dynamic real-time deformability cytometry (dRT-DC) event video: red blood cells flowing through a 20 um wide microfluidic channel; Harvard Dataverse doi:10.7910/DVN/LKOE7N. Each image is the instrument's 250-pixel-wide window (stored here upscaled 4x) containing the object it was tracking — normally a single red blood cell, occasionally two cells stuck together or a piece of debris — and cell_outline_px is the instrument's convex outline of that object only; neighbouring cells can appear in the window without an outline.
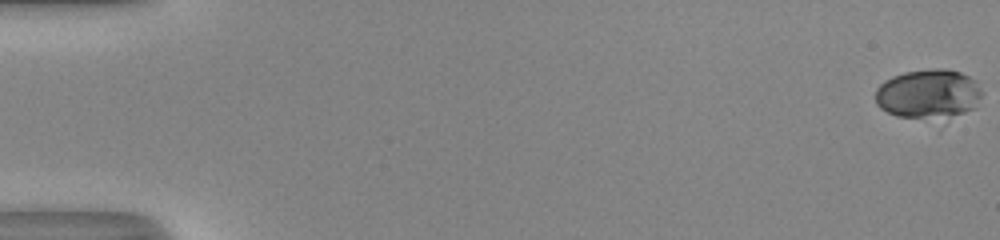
{"species": "human", "species_latin": "Homo sapiens", "temperature_condition": "room temperature", "stored_images_in_passage": 54, "camera_frame_rate_fps": 3000, "um_per_image_px": 0.085, "donor": {"sex": "male"}, "frame": {"image": 1, "passage_image": 1, "time_ms": 0.0, "image_size_px": [1000, 240], "cell_outline_px": [[980, 96], [976, 108], [964, 112], [920, 116], [896, 116], [880, 108], [876, 104], [876, 88], [884, 80], [892, 76], [904, 72], [936, 68], [944, 68], [960, 72], [976, 80], [980, 88]], "centroid_in_image_um": [78.88, 7.91], "position_along_channel_um": 6.1, "area_um2": 29.65}}
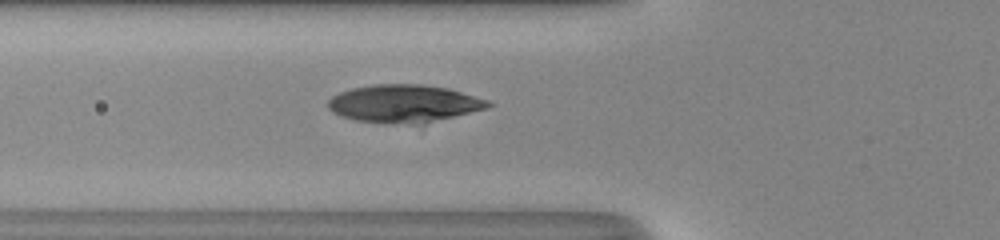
{"frame": {"image": 2, "passage_image": 22, "time_ms": 7.0, "image_size_px": [1000, 240], "cell_outline_px": [[492, 104], [488, 108], [424, 124], [392, 124], [356, 120], [340, 116], [332, 112], [328, 108], [328, 100], [332, 96], [340, 92], [352, 88], [372, 84], [420, 84], [448, 88], [488, 100]], "centroid_in_image_um": [34.32, 8.81], "position_along_channel_um": 91.5, "area_um2": 35.37}}
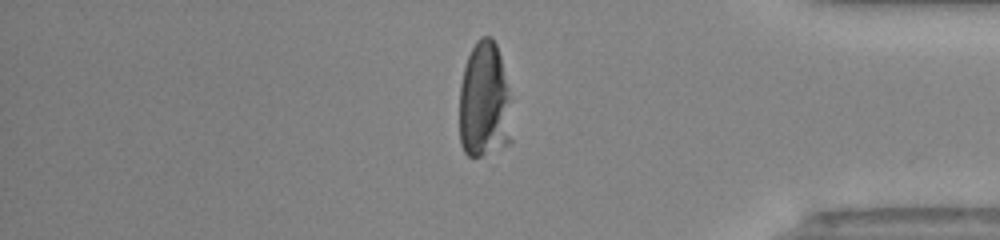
{"frame": {"image": 3, "passage_image": 46, "time_ms": 15.0, "image_size_px": [1000, 240], "cell_outline_px": [[512, 144], [480, 156], [468, 156], [464, 152], [460, 144], [460, 84], [464, 68], [468, 56], [476, 40], [480, 36], [492, 36], [496, 44], [500, 56], [508, 92], [512, 140]], "centroid_in_image_um": [41.16, 8.6], "position_along_channel_um": 394.0, "area_um2": 35.72}, "authors_computed_cell_mechanics": {"area_um2": 34.68, "velocity_mm_per_s": 4.0808, "shape_relaxation_time_tau1_ms": 4.5281, "shape_relaxation_time_tau2_ms": 1.0077, "deformation_change_tau1": 0.1967, "deformation_change_tau2": 0.0519}}